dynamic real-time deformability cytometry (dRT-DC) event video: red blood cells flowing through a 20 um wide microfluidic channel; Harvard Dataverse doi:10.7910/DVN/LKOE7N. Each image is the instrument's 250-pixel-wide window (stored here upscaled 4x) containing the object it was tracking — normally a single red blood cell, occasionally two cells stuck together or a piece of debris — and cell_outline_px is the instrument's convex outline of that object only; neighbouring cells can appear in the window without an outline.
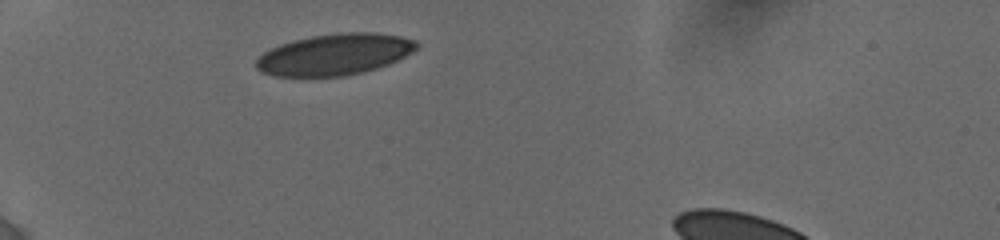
{"species": "human", "species_latin": "Homo sapiens", "temperature_condition": "cold", "stored_images_in_passage": 16, "camera_frame_rate_fps": 3000, "um_per_image_px": 0.085, "donor": {"sex": "female"}, "frame": {"image": 1, "passage_image": 1, "time_ms": 0.0, "image_size_px": [1000, 240], "cell_outline_px": [[420, 48], [388, 64], [376, 68], [344, 76], [272, 76], [260, 72], [256, 68], [256, 60], [264, 52], [280, 44], [292, 40], [312, 36], [340, 32], [376, 32], [400, 36], [416, 40], [420, 44]], "centroid_in_image_um": [28.45, 4.62], "position_along_channel_um": 56.5, "area_um2": 38.67}}
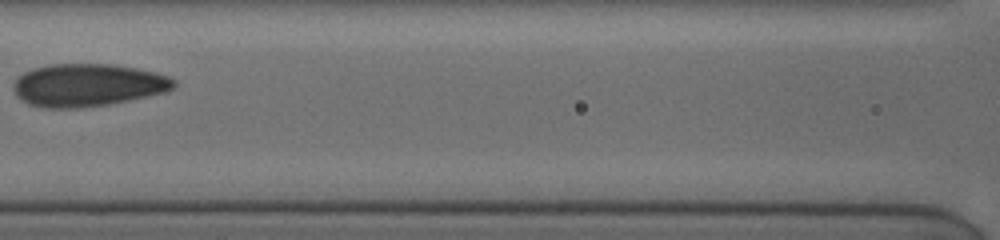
{"frame": {"image": 2, "passage_image": 7, "time_ms": 3.333, "image_size_px": [1000, 240], "cell_outline_px": [[176, 84], [168, 92], [108, 104], [80, 108], [44, 108], [28, 104], [16, 96], [12, 88], [12, 84], [16, 76], [32, 68], [48, 64], [116, 64], [156, 72], [168, 76], [176, 80]], "centroid_in_image_um": [7.42, 7.23], "position_along_channel_um": 159.2, "area_um2": 40.4}}
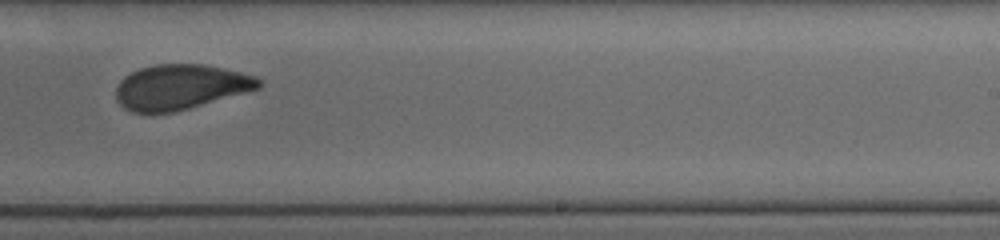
{"frame": {"image": 3, "passage_image": 14, "time_ms": 6.333, "image_size_px": [1000, 240], "cell_outline_px": [[264, 84], [260, 88], [188, 108], [172, 112], [132, 112], [124, 108], [116, 100], [116, 88], [120, 80], [124, 76], [140, 68], [156, 64], [204, 64], [240, 72], [256, 76]], "centroid_in_image_um": [15.33, 7.38], "position_along_channel_um": 273.7, "area_um2": 37.22}}